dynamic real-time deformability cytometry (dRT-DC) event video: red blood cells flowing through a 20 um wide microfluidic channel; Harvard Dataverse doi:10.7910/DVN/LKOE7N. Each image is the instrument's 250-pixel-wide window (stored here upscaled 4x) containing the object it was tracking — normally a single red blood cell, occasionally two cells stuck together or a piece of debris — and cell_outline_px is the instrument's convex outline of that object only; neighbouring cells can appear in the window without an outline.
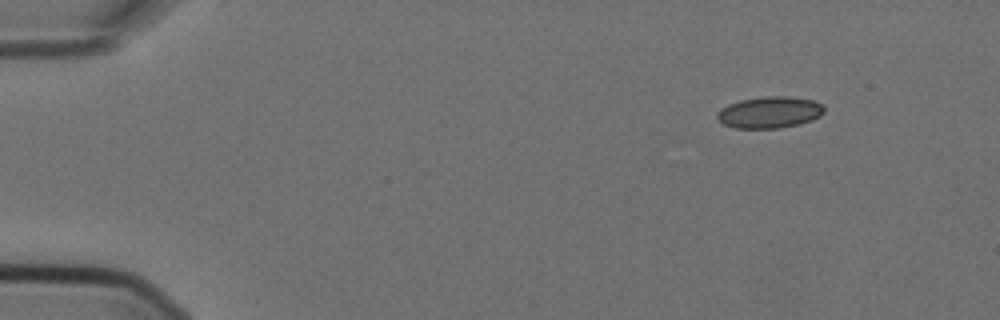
{"species": "Egyptian fruit bat (a non-hibernating species)", "species_latin": "Rousettus aegyptiacus", "temperature_condition": "cold", "stored_images_in_passage": 4, "camera_frame_rate_fps": 3000, "um_per_image_px": 0.085, "animal": {"sex": "female"}, "frame": {"image": 1, "passage_image": 1, "time_ms": 0.0, "image_size_px": [1000, 320], "cell_outline_px": [[824, 112], [820, 116], [812, 120], [796, 124], [776, 128], [732, 128], [724, 124], [716, 116], [720, 108], [728, 104], [740, 100], [764, 96], [788, 96], [816, 100], [824, 108]], "centroid_in_image_um": [65.41, 9.53], "position_along_channel_um": 19.6, "area_um2": 19.65}}
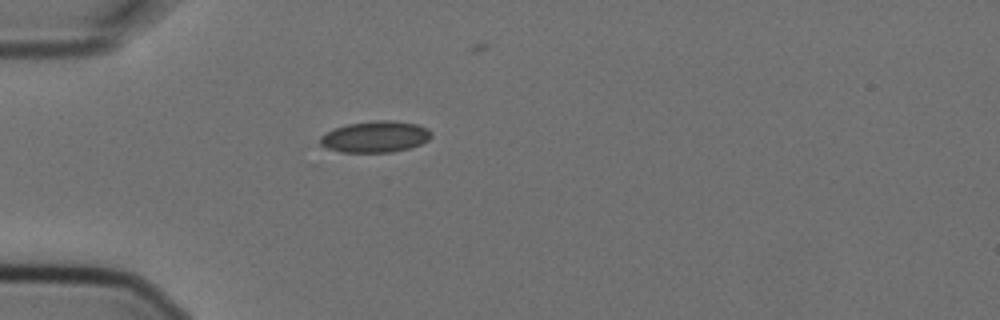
{"frame": {"image": 2, "passage_image": 4, "time_ms": 1.0, "image_size_px": [1000, 320], "cell_outline_px": [[432, 136], [428, 140], [420, 144], [408, 148], [392, 152], [340, 152], [328, 148], [320, 144], [320, 136], [336, 128], [348, 124], [376, 120], [392, 120], [416, 124], [428, 128], [432, 132]], "centroid_in_image_um": [31.93, 11.62], "position_along_channel_um": 53.1, "area_um2": 20.17}}